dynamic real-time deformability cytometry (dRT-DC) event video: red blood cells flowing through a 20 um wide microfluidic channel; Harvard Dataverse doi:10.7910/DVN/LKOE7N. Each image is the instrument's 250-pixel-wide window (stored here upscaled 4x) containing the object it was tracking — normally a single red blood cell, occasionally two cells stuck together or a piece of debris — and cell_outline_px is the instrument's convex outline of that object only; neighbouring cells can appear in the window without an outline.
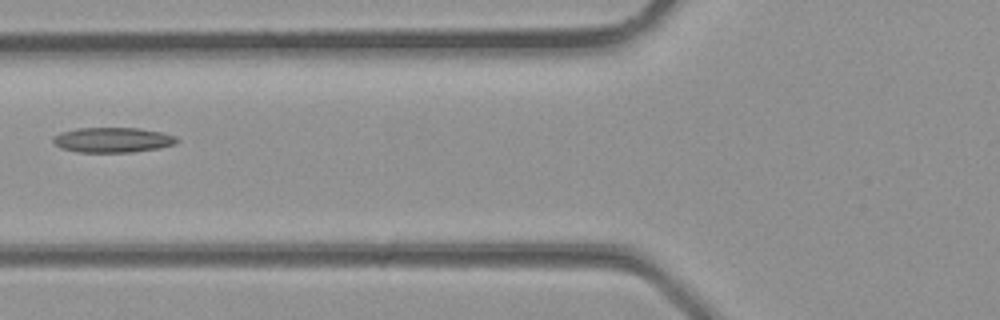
{"species": "common noctule bat (a hibernating species)", "species_latin": "Nyctalus noctula", "temperature_condition": "room temperature", "stored_images_in_passage": 2, "camera_frame_rate_fps": 3000, "um_per_image_px": 0.085, "animal": {"sex": "male", "body_mass_g": 23.1, "forearm_length_mm": 52.7}, "frame": {"image": 1, "passage_image": 2, "time_ms": 0.333, "image_size_px": [1000, 320], "cell_outline_px": [[180, 140], [176, 144], [160, 148], [132, 152], [76, 152], [60, 148], [52, 144], [52, 136], [60, 132], [76, 128], [140, 128], [160, 132], [176, 136]], "centroid_in_image_um": [9.54, 11.89], "position_along_channel_um": 116.3, "area_um2": 18.38}}